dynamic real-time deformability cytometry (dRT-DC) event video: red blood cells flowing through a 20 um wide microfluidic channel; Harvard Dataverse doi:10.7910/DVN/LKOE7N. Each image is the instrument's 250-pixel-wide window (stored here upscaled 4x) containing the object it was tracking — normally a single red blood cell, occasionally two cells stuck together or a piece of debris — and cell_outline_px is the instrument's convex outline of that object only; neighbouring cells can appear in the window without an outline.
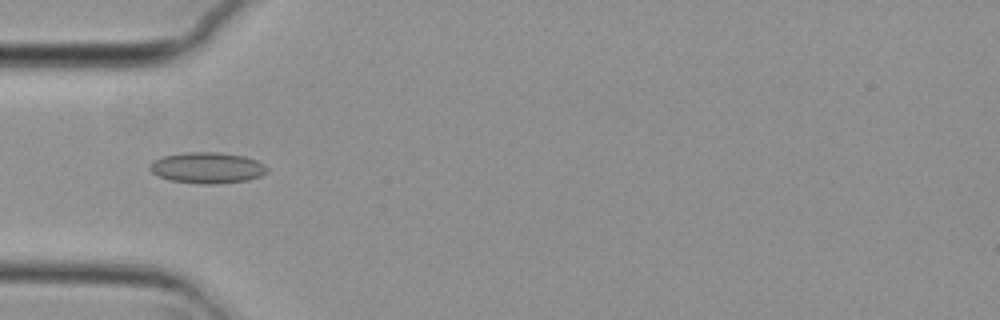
{"species": "common noctule bat (a hibernating species)", "species_latin": "Nyctalus noctula", "temperature_condition": "cold", "stored_images_in_passage": 45, "camera_frame_rate_fps": 3000, "um_per_image_px": 0.085, "animal": {"sex": "female", "body_mass_g": 29.2, "forearm_length_mm": 56.3}, "frame": {"image": 1, "passage_image": 8, "time_ms": 2.333, "image_size_px": [1000, 320], "cell_outline_px": [[268, 172], [260, 176], [248, 180], [216, 184], [200, 184], [172, 180], [160, 176], [152, 172], [148, 168], [156, 160], [164, 156], [188, 152], [216, 152], [244, 156], [256, 160], [264, 164], [268, 168]], "centroid_in_image_um": [17.67, 14.27], "position_along_channel_um": 67.3, "area_um2": 20.98}}
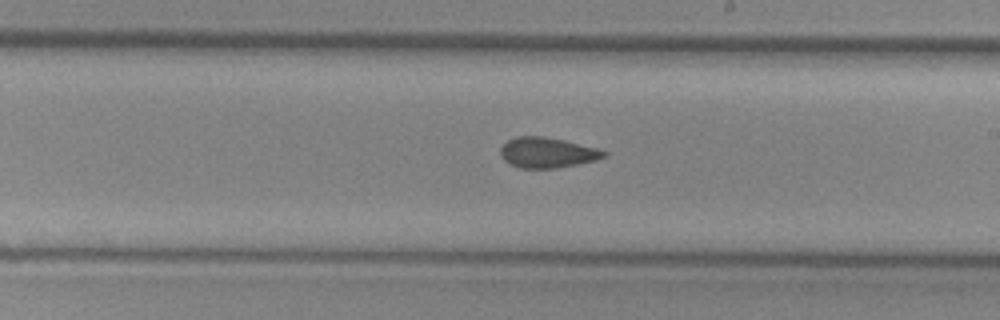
{"frame": {"image": 2, "passage_image": 22, "time_ms": 7.0, "image_size_px": [1000, 320], "cell_outline_px": [[608, 156], [596, 160], [556, 168], [520, 168], [504, 160], [500, 156], [500, 148], [508, 140], [516, 136], [544, 136], [564, 140], [596, 148], [608, 152]], "centroid_in_image_um": [46.52, 12.96], "position_along_channel_um": 242.5, "area_um2": 18.26}}
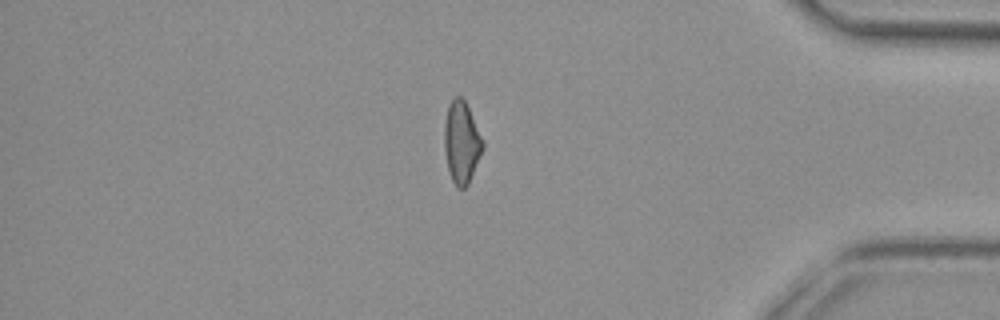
{"frame": {"image": 3, "passage_image": 37, "time_ms": 12.0, "image_size_px": [1000, 320], "cell_outline_px": [[484, 148], [468, 184], [464, 188], [456, 188], [452, 180], [448, 168], [444, 148], [444, 124], [448, 108], [452, 100], [456, 96], [460, 96], [464, 100], [484, 140]], "centroid_in_image_um": [39.24, 12.12], "position_along_channel_um": 396.0, "area_um2": 18.21}, "authors_computed_cell_mechanics": {"area_um2": 18.6116, "velocity_mm_per_s": 3.7469, "shape_relaxation_time_tau1_ms": null, "shape_relaxation_time_tau2_ms": 4.062, "deformation_change_tau1": null, "deformation_change_tau2": 0.0897}}